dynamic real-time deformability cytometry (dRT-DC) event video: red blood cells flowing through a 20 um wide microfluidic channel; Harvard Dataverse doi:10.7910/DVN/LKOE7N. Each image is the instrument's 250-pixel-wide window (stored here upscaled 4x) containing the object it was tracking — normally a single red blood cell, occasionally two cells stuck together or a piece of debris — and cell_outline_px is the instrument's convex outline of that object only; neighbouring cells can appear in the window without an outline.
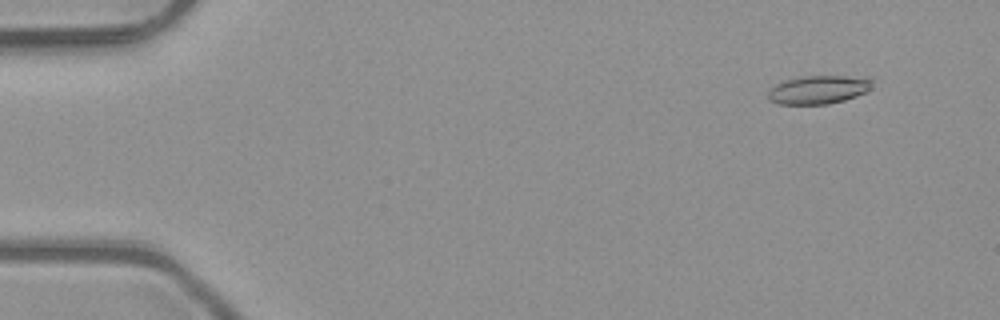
{"species": "common noctule bat (a hibernating species)", "species_latin": "Nyctalus noctula", "temperature_condition": "room temperature", "stored_images_in_passage": 6, "camera_frame_rate_fps": 3000, "um_per_image_px": 0.085, "animal": {"sex": "male", "body_mass_g": 23.1, "forearm_length_mm": 52.7}, "frame": {"image": 1, "passage_image": 2, "time_ms": 0.333, "image_size_px": [1000, 320], "cell_outline_px": [[876, 80], [868, 92], [844, 100], [828, 104], [780, 104], [768, 100], [768, 88], [784, 80], [800, 76], [868, 76]], "centroid_in_image_um": [69.62, 7.6], "position_along_channel_um": 15.4, "area_um2": 17.74}}